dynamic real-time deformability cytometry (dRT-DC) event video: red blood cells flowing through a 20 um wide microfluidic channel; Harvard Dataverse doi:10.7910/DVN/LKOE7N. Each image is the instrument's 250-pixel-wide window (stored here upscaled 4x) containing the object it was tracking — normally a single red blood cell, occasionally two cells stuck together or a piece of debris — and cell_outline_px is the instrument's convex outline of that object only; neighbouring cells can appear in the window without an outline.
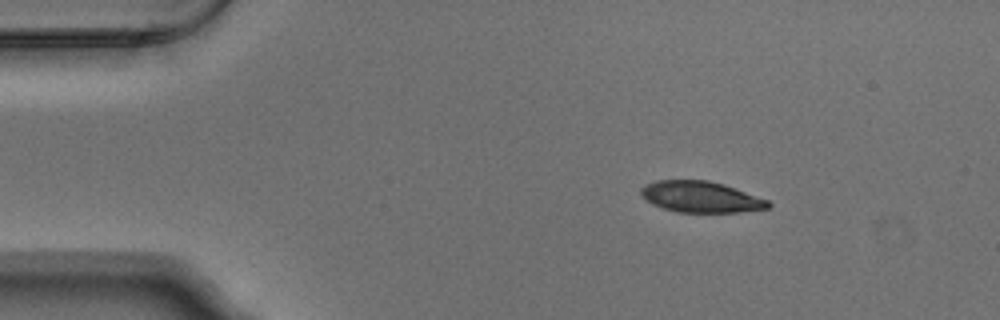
{"species": "Egyptian fruit bat (a non-hibernating species)", "species_latin": "Rousettus aegyptiacus", "temperature_condition": "warm", "stored_images_in_passage": 2, "camera_frame_rate_fps": 3000, "um_per_image_px": 0.085, "animal": {"sex": "male"}, "frame": {"image": 1, "passage_image": 1, "time_ms": 0.0, "image_size_px": [1000, 320], "cell_outline_px": [[772, 204], [768, 208], [740, 212], [676, 212], [652, 204], [640, 196], [640, 188], [656, 180], [708, 180], [724, 184], [736, 188], [768, 200]], "centroid_in_image_um": [59.56, 16.73], "position_along_channel_um": 25.4, "area_um2": 23.12}}